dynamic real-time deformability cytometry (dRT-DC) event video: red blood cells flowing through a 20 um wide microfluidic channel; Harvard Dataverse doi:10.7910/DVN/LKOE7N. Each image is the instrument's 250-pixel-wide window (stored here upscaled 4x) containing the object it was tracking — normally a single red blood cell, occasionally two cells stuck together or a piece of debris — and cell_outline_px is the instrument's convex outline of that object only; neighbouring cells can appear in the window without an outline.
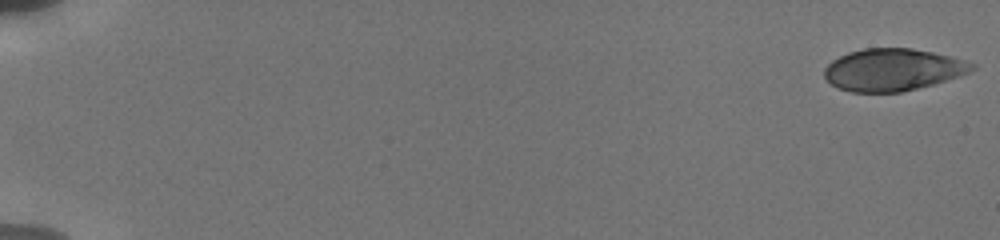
{"species": "human", "species_latin": "Homo sapiens", "temperature_condition": "cold", "stored_images_in_passage": 30, "camera_frame_rate_fps": 3000, "um_per_image_px": 0.085, "donor": {"sex": "male"}, "frame": {"image": 1, "passage_image": 1, "time_ms": 0.0, "image_size_px": [1000, 240], "cell_outline_px": [[976, 68], [960, 76], [932, 84], [900, 92], [852, 92], [836, 88], [824, 76], [824, 68], [832, 60], [848, 52], [864, 48], [912, 48], [952, 56], [976, 64]], "centroid_in_image_um": [75.88, 5.92], "position_along_channel_um": 9.1, "area_um2": 36.24}}
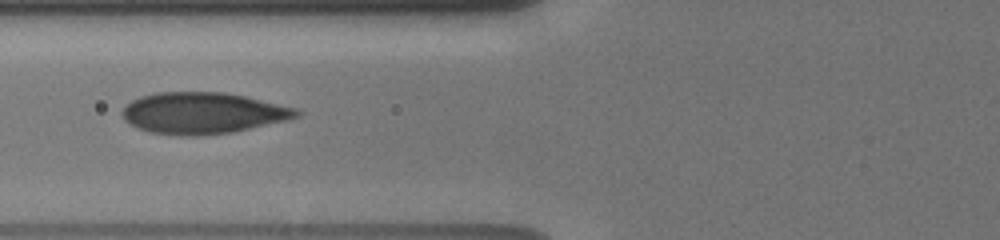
{"frame": {"image": 2, "passage_image": 15, "time_ms": 7.667, "image_size_px": [1000, 240], "cell_outline_px": [[304, 112], [300, 116], [288, 120], [232, 132], [200, 136], [180, 136], [152, 132], [136, 128], [128, 124], [124, 120], [124, 108], [132, 100], [140, 96], [156, 92], [224, 92], [244, 96], [296, 108]], "centroid_in_image_um": [17.25, 9.62], "position_along_channel_um": 108.5, "area_um2": 42.08}}
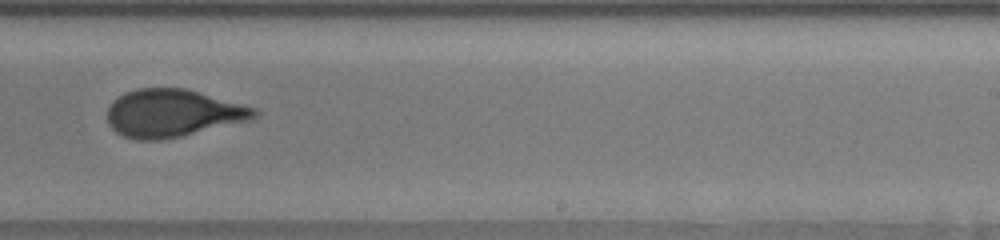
{"frame": {"image": 3, "passage_image": 28, "time_ms": 12.0, "image_size_px": [1000, 240], "cell_outline_px": [[260, 112], [256, 116], [248, 120], [180, 136], [160, 140], [136, 140], [124, 136], [116, 132], [108, 124], [108, 108], [112, 100], [124, 92], [136, 88], [188, 88], [256, 108]], "centroid_in_image_um": [14.65, 9.6], "position_along_channel_um": 274.4, "area_um2": 40.81}}